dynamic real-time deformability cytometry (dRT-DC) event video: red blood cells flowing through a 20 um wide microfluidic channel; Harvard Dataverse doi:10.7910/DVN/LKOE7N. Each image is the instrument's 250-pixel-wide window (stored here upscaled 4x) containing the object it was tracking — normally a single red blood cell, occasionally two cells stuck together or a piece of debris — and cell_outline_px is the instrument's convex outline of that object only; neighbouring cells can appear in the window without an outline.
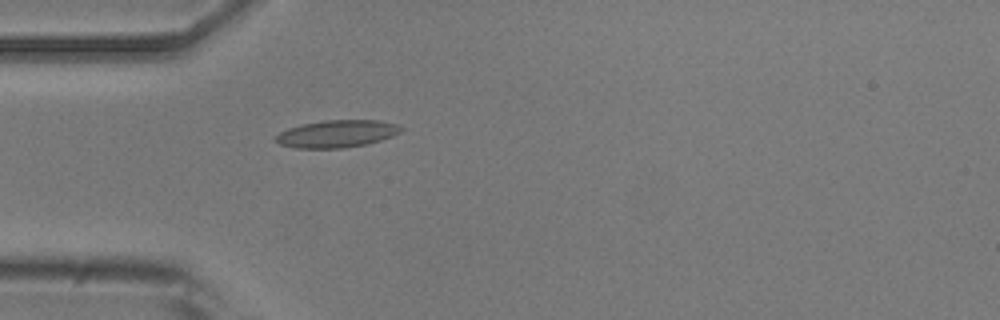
{"species": "common noctule bat (a hibernating species)", "species_latin": "Nyctalus noctula", "temperature_condition": "room temperature", "stored_images_in_passage": 2, "camera_frame_rate_fps": 3000, "um_per_image_px": 0.085, "animal": {"sex": "male", "body_mass_g": 20.5, "forearm_length_mm": 52.5}, "frame": {"image": 1, "passage_image": 2, "time_ms": 1.0, "image_size_px": [1000, 320], "cell_outline_px": [[404, 128], [400, 132], [392, 136], [380, 140], [364, 144], [340, 148], [296, 148], [280, 144], [272, 140], [280, 132], [288, 128], [300, 124], [324, 120], [380, 120], [400, 124]], "centroid_in_image_um": [28.63, 11.35], "position_along_channel_um": 56.4, "area_um2": 20.06}}